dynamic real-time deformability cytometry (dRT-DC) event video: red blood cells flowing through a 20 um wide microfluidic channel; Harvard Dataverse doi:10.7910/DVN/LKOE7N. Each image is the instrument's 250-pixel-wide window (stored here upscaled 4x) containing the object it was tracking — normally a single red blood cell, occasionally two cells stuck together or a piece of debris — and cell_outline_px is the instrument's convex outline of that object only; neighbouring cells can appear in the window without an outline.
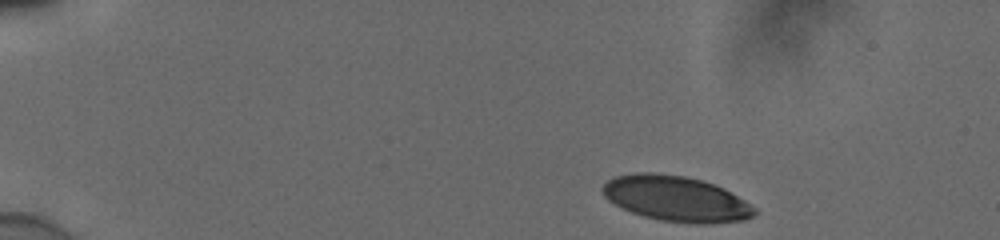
{"species": "human", "species_latin": "Homo sapiens", "temperature_condition": "cold", "stored_images_in_passage": 47, "camera_frame_rate_fps": 3000, "um_per_image_px": 0.085, "donor": {"sex": "male"}, "frame": {"image": 1, "passage_image": 1, "time_ms": 0.0, "image_size_px": [1000, 240], "cell_outline_px": [[756, 212], [752, 216], [744, 220], [704, 224], [692, 224], [660, 220], [644, 216], [632, 212], [608, 200], [604, 196], [600, 188], [612, 176], [636, 172], [656, 172], [684, 176], [704, 180], [724, 188], [744, 200], [756, 208]], "centroid_in_image_um": [57.45, 16.87], "position_along_channel_um": 27.6, "area_um2": 40.4}}
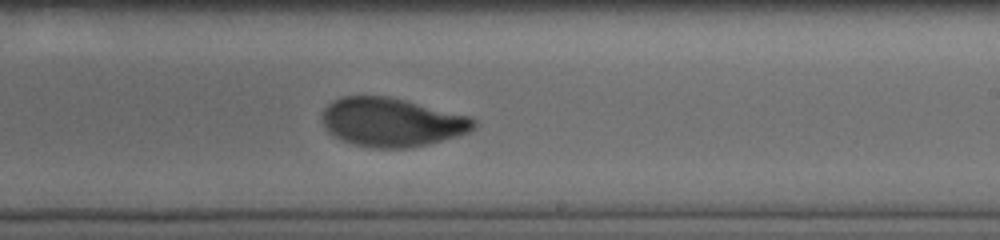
{"frame": {"image": 2, "passage_image": 27, "time_ms": 8.667, "image_size_px": [1000, 240], "cell_outline_px": [[476, 128], [468, 132], [456, 136], [428, 144], [408, 148], [372, 148], [352, 144], [340, 140], [332, 136], [324, 128], [324, 108], [332, 100], [340, 96], [388, 96], [468, 116], [476, 120]], "centroid_in_image_um": [33.26, 10.4], "position_along_channel_um": 255.7, "area_um2": 43.0}}
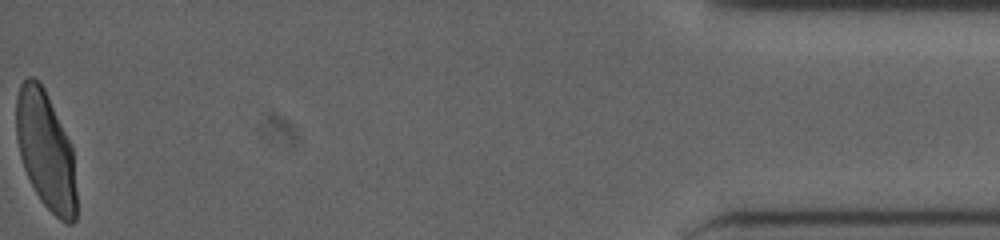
{"frame": {"image": 3, "passage_image": 47, "time_ms": 15.333, "image_size_px": [1000, 240], "cell_outline_px": [[76, 220], [72, 224], [68, 224], [60, 220], [40, 200], [24, 168], [20, 156], [16, 136], [16, 96], [20, 84], [28, 76], [32, 76], [44, 88], [72, 148], [76, 192]], "centroid_in_image_um": [3.87, 12.8], "position_along_channel_um": 431.3, "area_um2": 40.92}, "authors_computed_cell_mechanics": {"area_um2": 42.5408, "velocity_mm_per_s": 3.8535, "shape_relaxation_time_tau1_ms": 3.8878, "shape_relaxation_time_tau2_ms": 0.7586, "deformation_change_tau1": 0.1692, "deformation_change_tau2": 0.0543}}